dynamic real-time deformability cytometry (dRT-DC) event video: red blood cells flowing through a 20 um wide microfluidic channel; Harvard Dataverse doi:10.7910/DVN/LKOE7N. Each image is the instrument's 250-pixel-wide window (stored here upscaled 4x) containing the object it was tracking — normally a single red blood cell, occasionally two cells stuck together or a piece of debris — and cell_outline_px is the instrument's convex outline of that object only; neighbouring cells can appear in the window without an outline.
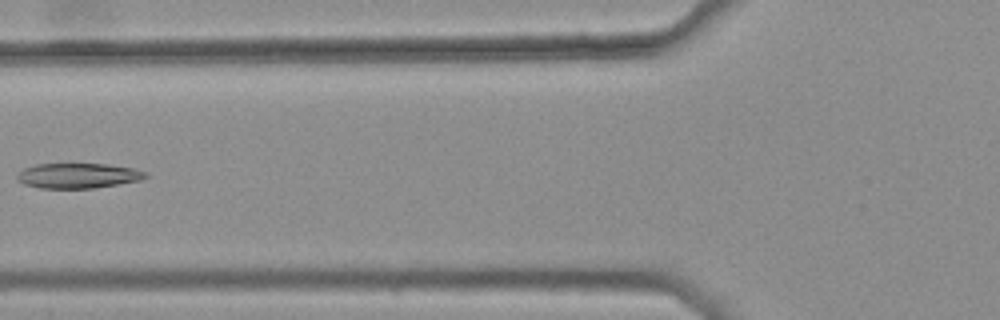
{"species": "common noctule bat (a hibernating species)", "species_latin": "Nyctalus noctula", "temperature_condition": "warm", "stored_images_in_passage": 6, "camera_frame_rate_fps": 3000, "um_per_image_px": 0.085, "animal": {"sex": "female", "body_mass_g": 25.1}, "frame": {"image": 1, "passage_image": 5, "time_ms": 1.333, "image_size_px": [1000, 320], "cell_outline_px": [[148, 176], [140, 180], [92, 188], [40, 188], [24, 184], [16, 180], [16, 176], [24, 168], [36, 164], [108, 164], [132, 168], [148, 172]], "centroid_in_image_um": [6.62, 14.93], "position_along_channel_um": 119.2, "area_um2": 18.67}}
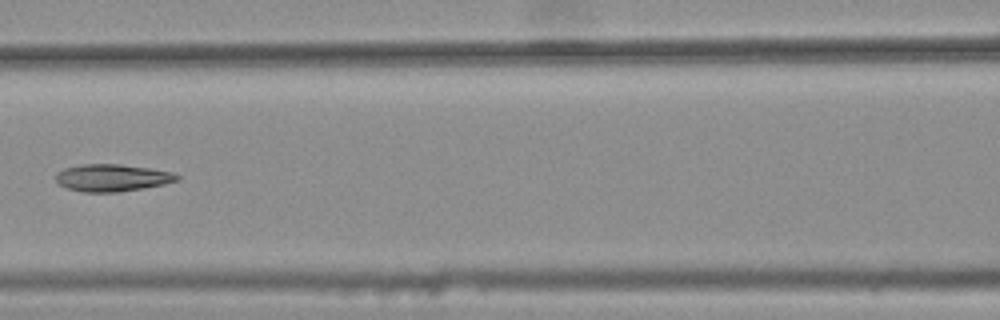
{"frame": {"image": 2, "passage_image": 6, "time_ms": 1.667, "image_size_px": [1000, 320], "cell_outline_px": [[180, 180], [164, 184], [144, 188], [116, 192], [84, 192], [68, 188], [60, 184], [56, 180], [56, 172], [64, 168], [80, 164], [120, 164], [148, 168], [172, 172], [180, 176]], "centroid_in_image_um": [9.54, 15.1], "position_along_channel_um": 157.1, "area_um2": 19.19}}